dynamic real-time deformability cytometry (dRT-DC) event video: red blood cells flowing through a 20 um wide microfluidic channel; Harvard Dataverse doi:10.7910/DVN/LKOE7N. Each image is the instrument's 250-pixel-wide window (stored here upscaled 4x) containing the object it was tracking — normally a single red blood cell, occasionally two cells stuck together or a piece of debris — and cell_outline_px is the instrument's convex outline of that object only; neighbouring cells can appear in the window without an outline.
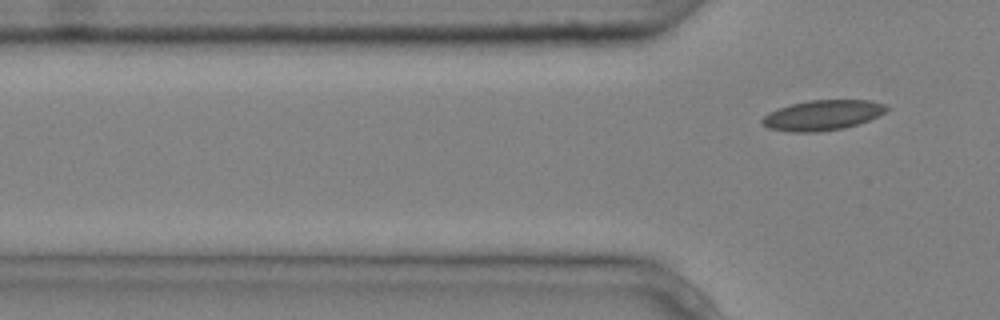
{"species": "common noctule bat (a hibernating species)", "species_latin": "Nyctalus noctula", "temperature_condition": "cold", "stored_images_in_passage": 7, "segment_of_instrument_passage": [2, 2], "camera_frame_rate_fps": 3000, "um_per_image_px": 0.085, "animal": {"sex": "male", "body_mass_g": 20.4}, "frame": {"image": 1, "passage_image": 7, "time_ms": 2.0, "image_size_px": [1000, 320], "cell_outline_px": [[888, 108], [884, 112], [868, 120], [844, 128], [816, 132], [792, 132], [768, 128], [760, 120], [768, 112], [792, 104], [808, 100], [868, 100], [884, 104]], "centroid_in_image_um": [69.88, 9.79], "position_along_channel_um": 55.9, "area_um2": 21.56}}